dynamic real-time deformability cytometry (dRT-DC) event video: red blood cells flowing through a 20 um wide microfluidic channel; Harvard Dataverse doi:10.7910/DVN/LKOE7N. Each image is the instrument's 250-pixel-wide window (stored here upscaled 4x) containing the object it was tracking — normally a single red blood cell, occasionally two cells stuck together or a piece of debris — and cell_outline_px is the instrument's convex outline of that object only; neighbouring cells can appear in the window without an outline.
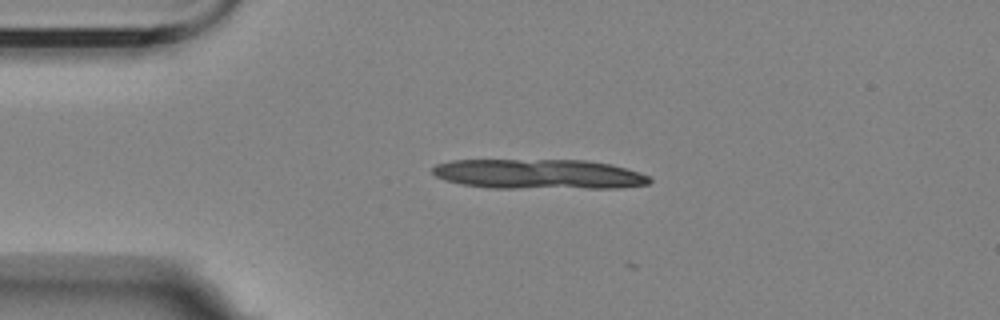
{"species": "Egyptian fruit bat (a non-hibernating species)", "species_latin": "Rousettus aegyptiacus", "temperature_condition": "room temperature", "stored_images_in_passage": 4, "camera_frame_rate_fps": 3000, "um_per_image_px": 0.085, "animal": {"sex": "female"}, "frame": {"image": 1, "passage_image": 1, "time_ms": 0.0, "image_size_px": [1000, 320], "cell_outline_px": [[652, 180], [648, 184], [620, 188], [492, 188], [460, 184], [444, 180], [436, 176], [432, 172], [432, 168], [436, 164], [452, 160], [584, 160], [612, 164], [628, 168], [640, 172], [648, 176]], "centroid_in_image_um": [45.81, 14.8], "position_along_channel_um": 39.2, "area_um2": 38.09}}